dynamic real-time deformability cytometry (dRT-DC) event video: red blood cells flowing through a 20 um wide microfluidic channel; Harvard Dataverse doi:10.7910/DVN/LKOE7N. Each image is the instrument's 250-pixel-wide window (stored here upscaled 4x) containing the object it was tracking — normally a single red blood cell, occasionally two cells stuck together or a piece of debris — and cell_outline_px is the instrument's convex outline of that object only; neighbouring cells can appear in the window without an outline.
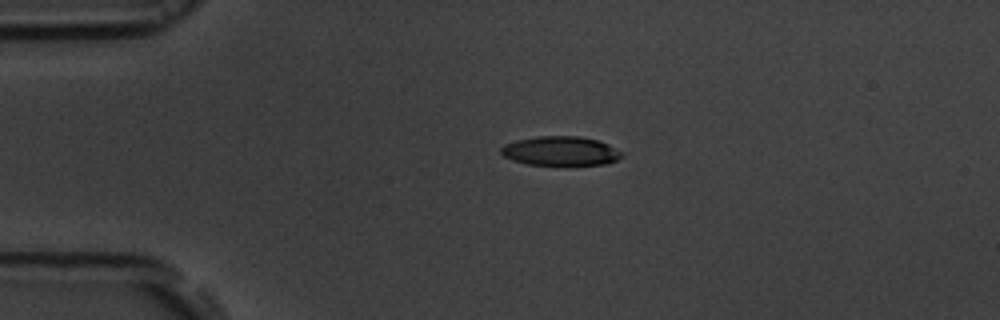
{"species": "common noctule bat (a hibernating species)", "species_latin": "Nyctalus noctula", "temperature_condition": "room temperature", "stored_images_in_passage": 44, "camera_frame_rate_fps": 3000, "um_per_image_px": 0.085, "animal": {"sex": "male", "body_mass_g": 19.5, "forearm_length_mm": 54.6}, "frame": {"image": 1, "passage_image": 1, "time_ms": 0.0, "image_size_px": [1000, 320], "cell_outline_px": [[620, 156], [616, 160], [608, 164], [528, 164], [512, 160], [504, 156], [500, 152], [500, 148], [504, 144], [516, 140], [536, 136], [580, 136], [596, 140], [608, 144], [620, 152]], "centroid_in_image_um": [47.58, 12.82], "position_along_channel_um": 37.4, "area_um2": 20.23}}
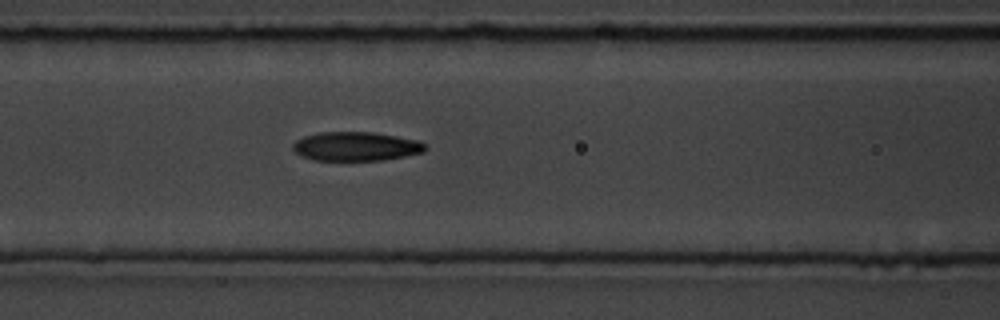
{"frame": {"image": 2, "passage_image": 12, "time_ms": 3.667, "image_size_px": [1000, 320], "cell_outline_px": [[428, 148], [424, 152], [404, 156], [380, 160], [316, 160], [300, 156], [292, 148], [292, 144], [296, 140], [304, 136], [320, 132], [372, 132], [420, 140]], "centroid_in_image_um": [30.26, 12.44], "position_along_channel_um": 136.3, "area_um2": 22.37}}
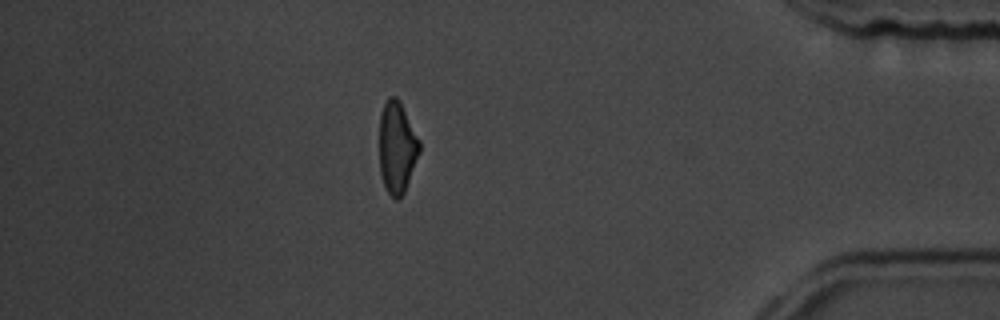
{"frame": {"image": 3, "passage_image": 37, "time_ms": 12.0, "image_size_px": [1000, 320], "cell_outline_px": [[420, 152], [404, 192], [396, 200], [388, 192], [384, 184], [380, 172], [380, 112], [388, 96], [396, 96], [400, 100], [420, 140]], "centroid_in_image_um": [33.75, 12.48], "position_along_channel_um": 401.4, "area_um2": 21.39}, "authors_computed_cell_mechanics": {"area_um2": 22.3686, "velocity_mm_per_s": 3.6733, "shape_relaxation_time_tau1_ms": 3.5988, "shape_relaxation_time_tau2_ms": 2.9947, "deformation_change_tau1": 0.1487, "deformation_change_tau2": 0.0984}}